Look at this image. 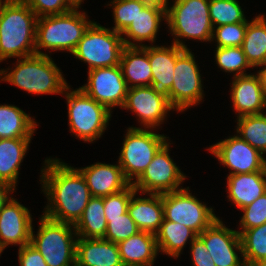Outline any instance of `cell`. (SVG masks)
<instances>
[{
  "label": "cell",
  "mask_w": 266,
  "mask_h": 266,
  "mask_svg": "<svg viewBox=\"0 0 266 266\" xmlns=\"http://www.w3.org/2000/svg\"><path fill=\"white\" fill-rule=\"evenodd\" d=\"M43 165L39 179L47 204L42 215L75 225L92 198L84 176L59 158L46 157Z\"/></svg>",
  "instance_id": "6da1fadb"
},
{
  "label": "cell",
  "mask_w": 266,
  "mask_h": 266,
  "mask_svg": "<svg viewBox=\"0 0 266 266\" xmlns=\"http://www.w3.org/2000/svg\"><path fill=\"white\" fill-rule=\"evenodd\" d=\"M38 17L23 0H4L0 5V63L36 54Z\"/></svg>",
  "instance_id": "7a4b0ae2"
},
{
  "label": "cell",
  "mask_w": 266,
  "mask_h": 266,
  "mask_svg": "<svg viewBox=\"0 0 266 266\" xmlns=\"http://www.w3.org/2000/svg\"><path fill=\"white\" fill-rule=\"evenodd\" d=\"M13 65V68L0 69V82L16 86L28 94L63 96L70 86L51 55L34 54L18 58Z\"/></svg>",
  "instance_id": "3957f363"
},
{
  "label": "cell",
  "mask_w": 266,
  "mask_h": 266,
  "mask_svg": "<svg viewBox=\"0 0 266 266\" xmlns=\"http://www.w3.org/2000/svg\"><path fill=\"white\" fill-rule=\"evenodd\" d=\"M76 6L67 13L40 17L37 20L35 51L39 55H49L62 51L72 53L85 31L93 22L86 11ZM47 50L42 52L41 50ZM50 50V51H49Z\"/></svg>",
  "instance_id": "277c9868"
},
{
  "label": "cell",
  "mask_w": 266,
  "mask_h": 266,
  "mask_svg": "<svg viewBox=\"0 0 266 266\" xmlns=\"http://www.w3.org/2000/svg\"><path fill=\"white\" fill-rule=\"evenodd\" d=\"M166 25L173 37L172 43L180 48L188 49L187 39L211 43L209 0H173L166 10Z\"/></svg>",
  "instance_id": "5b68a950"
},
{
  "label": "cell",
  "mask_w": 266,
  "mask_h": 266,
  "mask_svg": "<svg viewBox=\"0 0 266 266\" xmlns=\"http://www.w3.org/2000/svg\"><path fill=\"white\" fill-rule=\"evenodd\" d=\"M63 95L68 110V125L72 135L87 143L96 142L109 126L113 114L106 106L70 86Z\"/></svg>",
  "instance_id": "8992f818"
},
{
  "label": "cell",
  "mask_w": 266,
  "mask_h": 266,
  "mask_svg": "<svg viewBox=\"0 0 266 266\" xmlns=\"http://www.w3.org/2000/svg\"><path fill=\"white\" fill-rule=\"evenodd\" d=\"M38 231H31L30 244L42 255L48 266H76L77 234L73 224L39 217Z\"/></svg>",
  "instance_id": "52a82bcc"
},
{
  "label": "cell",
  "mask_w": 266,
  "mask_h": 266,
  "mask_svg": "<svg viewBox=\"0 0 266 266\" xmlns=\"http://www.w3.org/2000/svg\"><path fill=\"white\" fill-rule=\"evenodd\" d=\"M124 48L121 33L93 21L71 54L86 63L89 71L119 65Z\"/></svg>",
  "instance_id": "ba28073f"
},
{
  "label": "cell",
  "mask_w": 266,
  "mask_h": 266,
  "mask_svg": "<svg viewBox=\"0 0 266 266\" xmlns=\"http://www.w3.org/2000/svg\"><path fill=\"white\" fill-rule=\"evenodd\" d=\"M118 163L125 178L132 184L152 162L158 150L169 136L157 133L156 129L126 128Z\"/></svg>",
  "instance_id": "9c48e42d"
},
{
  "label": "cell",
  "mask_w": 266,
  "mask_h": 266,
  "mask_svg": "<svg viewBox=\"0 0 266 266\" xmlns=\"http://www.w3.org/2000/svg\"><path fill=\"white\" fill-rule=\"evenodd\" d=\"M164 220L187 226L198 235L219 217L213 207H208L192 194L189 186L162 194Z\"/></svg>",
  "instance_id": "30bf717a"
},
{
  "label": "cell",
  "mask_w": 266,
  "mask_h": 266,
  "mask_svg": "<svg viewBox=\"0 0 266 266\" xmlns=\"http://www.w3.org/2000/svg\"><path fill=\"white\" fill-rule=\"evenodd\" d=\"M190 48L184 49L177 57L174 80L166 94L171 106L182 113L204 101V86L201 70Z\"/></svg>",
  "instance_id": "8fae6325"
},
{
  "label": "cell",
  "mask_w": 266,
  "mask_h": 266,
  "mask_svg": "<svg viewBox=\"0 0 266 266\" xmlns=\"http://www.w3.org/2000/svg\"><path fill=\"white\" fill-rule=\"evenodd\" d=\"M171 144V140H168L143 173L132 183L138 193L163 194L184 188L181 185L187 179V174L181 171L170 156Z\"/></svg>",
  "instance_id": "7c38bea8"
},
{
  "label": "cell",
  "mask_w": 266,
  "mask_h": 266,
  "mask_svg": "<svg viewBox=\"0 0 266 266\" xmlns=\"http://www.w3.org/2000/svg\"><path fill=\"white\" fill-rule=\"evenodd\" d=\"M122 109L134 113L140 127L131 128L160 129L167 121L170 111H176L170 104L168 96L153 86L128 88ZM158 127V128H157Z\"/></svg>",
  "instance_id": "4fadbf2b"
},
{
  "label": "cell",
  "mask_w": 266,
  "mask_h": 266,
  "mask_svg": "<svg viewBox=\"0 0 266 266\" xmlns=\"http://www.w3.org/2000/svg\"><path fill=\"white\" fill-rule=\"evenodd\" d=\"M206 150L230 170L229 175L266 171V156L237 134L209 145Z\"/></svg>",
  "instance_id": "5bb4252c"
},
{
  "label": "cell",
  "mask_w": 266,
  "mask_h": 266,
  "mask_svg": "<svg viewBox=\"0 0 266 266\" xmlns=\"http://www.w3.org/2000/svg\"><path fill=\"white\" fill-rule=\"evenodd\" d=\"M87 74V83L79 86L86 95L106 106L111 112L115 107H123L128 87L120 65L95 68Z\"/></svg>",
  "instance_id": "9a60e30c"
},
{
  "label": "cell",
  "mask_w": 266,
  "mask_h": 266,
  "mask_svg": "<svg viewBox=\"0 0 266 266\" xmlns=\"http://www.w3.org/2000/svg\"><path fill=\"white\" fill-rule=\"evenodd\" d=\"M198 237L216 266H244L240 234L226 227L222 218L216 219Z\"/></svg>",
  "instance_id": "2e32d148"
},
{
  "label": "cell",
  "mask_w": 266,
  "mask_h": 266,
  "mask_svg": "<svg viewBox=\"0 0 266 266\" xmlns=\"http://www.w3.org/2000/svg\"><path fill=\"white\" fill-rule=\"evenodd\" d=\"M30 209L13 196L0 211V244L6 249L9 245L23 247L31 242L34 225Z\"/></svg>",
  "instance_id": "e0dca14e"
},
{
  "label": "cell",
  "mask_w": 266,
  "mask_h": 266,
  "mask_svg": "<svg viewBox=\"0 0 266 266\" xmlns=\"http://www.w3.org/2000/svg\"><path fill=\"white\" fill-rule=\"evenodd\" d=\"M231 79L230 98L237 118L266 113V96L256 73Z\"/></svg>",
  "instance_id": "ac0fdd59"
},
{
  "label": "cell",
  "mask_w": 266,
  "mask_h": 266,
  "mask_svg": "<svg viewBox=\"0 0 266 266\" xmlns=\"http://www.w3.org/2000/svg\"><path fill=\"white\" fill-rule=\"evenodd\" d=\"M77 169L84 176L92 197L115 194L131 184L125 178L118 161L117 164L95 162Z\"/></svg>",
  "instance_id": "d6986e66"
},
{
  "label": "cell",
  "mask_w": 266,
  "mask_h": 266,
  "mask_svg": "<svg viewBox=\"0 0 266 266\" xmlns=\"http://www.w3.org/2000/svg\"><path fill=\"white\" fill-rule=\"evenodd\" d=\"M162 21L166 24V10L158 7L145 6L121 34L125 46L142 47L147 45L144 42H148V45H154Z\"/></svg>",
  "instance_id": "ffe728a7"
},
{
  "label": "cell",
  "mask_w": 266,
  "mask_h": 266,
  "mask_svg": "<svg viewBox=\"0 0 266 266\" xmlns=\"http://www.w3.org/2000/svg\"><path fill=\"white\" fill-rule=\"evenodd\" d=\"M76 266H124L118 244L104 238L76 240Z\"/></svg>",
  "instance_id": "44dd1931"
},
{
  "label": "cell",
  "mask_w": 266,
  "mask_h": 266,
  "mask_svg": "<svg viewBox=\"0 0 266 266\" xmlns=\"http://www.w3.org/2000/svg\"><path fill=\"white\" fill-rule=\"evenodd\" d=\"M228 201L242 209L266 192V171L232 174L226 178Z\"/></svg>",
  "instance_id": "7402d4cb"
},
{
  "label": "cell",
  "mask_w": 266,
  "mask_h": 266,
  "mask_svg": "<svg viewBox=\"0 0 266 266\" xmlns=\"http://www.w3.org/2000/svg\"><path fill=\"white\" fill-rule=\"evenodd\" d=\"M184 50L171 43L170 45H148V57L152 70L151 86L167 94L174 80V67L178 55Z\"/></svg>",
  "instance_id": "603a6c76"
},
{
  "label": "cell",
  "mask_w": 266,
  "mask_h": 266,
  "mask_svg": "<svg viewBox=\"0 0 266 266\" xmlns=\"http://www.w3.org/2000/svg\"><path fill=\"white\" fill-rule=\"evenodd\" d=\"M137 195L136 191L131 196L127 212L140 231L156 234L164 221L162 194L141 193L139 197Z\"/></svg>",
  "instance_id": "cb8c5ba5"
},
{
  "label": "cell",
  "mask_w": 266,
  "mask_h": 266,
  "mask_svg": "<svg viewBox=\"0 0 266 266\" xmlns=\"http://www.w3.org/2000/svg\"><path fill=\"white\" fill-rule=\"evenodd\" d=\"M118 248L124 266H153L159 256L156 235L146 231L119 242Z\"/></svg>",
  "instance_id": "d4e9b609"
},
{
  "label": "cell",
  "mask_w": 266,
  "mask_h": 266,
  "mask_svg": "<svg viewBox=\"0 0 266 266\" xmlns=\"http://www.w3.org/2000/svg\"><path fill=\"white\" fill-rule=\"evenodd\" d=\"M119 65L128 88L151 86L152 70L148 57V45L125 46Z\"/></svg>",
  "instance_id": "484cf974"
},
{
  "label": "cell",
  "mask_w": 266,
  "mask_h": 266,
  "mask_svg": "<svg viewBox=\"0 0 266 266\" xmlns=\"http://www.w3.org/2000/svg\"><path fill=\"white\" fill-rule=\"evenodd\" d=\"M32 138L0 139V181L15 189L23 162Z\"/></svg>",
  "instance_id": "4316f807"
},
{
  "label": "cell",
  "mask_w": 266,
  "mask_h": 266,
  "mask_svg": "<svg viewBox=\"0 0 266 266\" xmlns=\"http://www.w3.org/2000/svg\"><path fill=\"white\" fill-rule=\"evenodd\" d=\"M14 104H0V139L33 138L39 124Z\"/></svg>",
  "instance_id": "83f0119b"
},
{
  "label": "cell",
  "mask_w": 266,
  "mask_h": 266,
  "mask_svg": "<svg viewBox=\"0 0 266 266\" xmlns=\"http://www.w3.org/2000/svg\"><path fill=\"white\" fill-rule=\"evenodd\" d=\"M156 235L158 252L177 259L183 252L187 243L189 245L198 236L191 228L164 220Z\"/></svg>",
  "instance_id": "f1b7e54d"
},
{
  "label": "cell",
  "mask_w": 266,
  "mask_h": 266,
  "mask_svg": "<svg viewBox=\"0 0 266 266\" xmlns=\"http://www.w3.org/2000/svg\"><path fill=\"white\" fill-rule=\"evenodd\" d=\"M266 15L248 21L242 49L250 66L258 69L266 63Z\"/></svg>",
  "instance_id": "f546056e"
},
{
  "label": "cell",
  "mask_w": 266,
  "mask_h": 266,
  "mask_svg": "<svg viewBox=\"0 0 266 266\" xmlns=\"http://www.w3.org/2000/svg\"><path fill=\"white\" fill-rule=\"evenodd\" d=\"M74 227L77 237L104 238L107 230L104 197H92Z\"/></svg>",
  "instance_id": "4dcf8cb0"
},
{
  "label": "cell",
  "mask_w": 266,
  "mask_h": 266,
  "mask_svg": "<svg viewBox=\"0 0 266 266\" xmlns=\"http://www.w3.org/2000/svg\"><path fill=\"white\" fill-rule=\"evenodd\" d=\"M236 134L265 156L266 113L236 118Z\"/></svg>",
  "instance_id": "1f68e13d"
},
{
  "label": "cell",
  "mask_w": 266,
  "mask_h": 266,
  "mask_svg": "<svg viewBox=\"0 0 266 266\" xmlns=\"http://www.w3.org/2000/svg\"><path fill=\"white\" fill-rule=\"evenodd\" d=\"M214 51L216 66L223 72L233 74L232 77L250 74L246 71L253 69L248 63L242 47H215Z\"/></svg>",
  "instance_id": "d6a6232c"
},
{
  "label": "cell",
  "mask_w": 266,
  "mask_h": 266,
  "mask_svg": "<svg viewBox=\"0 0 266 266\" xmlns=\"http://www.w3.org/2000/svg\"><path fill=\"white\" fill-rule=\"evenodd\" d=\"M238 0H209V15L213 27L248 22Z\"/></svg>",
  "instance_id": "836d02e7"
},
{
  "label": "cell",
  "mask_w": 266,
  "mask_h": 266,
  "mask_svg": "<svg viewBox=\"0 0 266 266\" xmlns=\"http://www.w3.org/2000/svg\"><path fill=\"white\" fill-rule=\"evenodd\" d=\"M240 237L244 262L266 260V223L245 230Z\"/></svg>",
  "instance_id": "e575fe53"
},
{
  "label": "cell",
  "mask_w": 266,
  "mask_h": 266,
  "mask_svg": "<svg viewBox=\"0 0 266 266\" xmlns=\"http://www.w3.org/2000/svg\"><path fill=\"white\" fill-rule=\"evenodd\" d=\"M107 4L112 8V18L114 20V26L112 30L118 33H123L128 26L134 21L138 12L141 11L145 5L139 0H110Z\"/></svg>",
  "instance_id": "d590c367"
},
{
  "label": "cell",
  "mask_w": 266,
  "mask_h": 266,
  "mask_svg": "<svg viewBox=\"0 0 266 266\" xmlns=\"http://www.w3.org/2000/svg\"><path fill=\"white\" fill-rule=\"evenodd\" d=\"M248 22L236 24H226L213 27V35L211 42L215 41L216 47H241Z\"/></svg>",
  "instance_id": "8d00e7d4"
},
{
  "label": "cell",
  "mask_w": 266,
  "mask_h": 266,
  "mask_svg": "<svg viewBox=\"0 0 266 266\" xmlns=\"http://www.w3.org/2000/svg\"><path fill=\"white\" fill-rule=\"evenodd\" d=\"M106 221L107 230L104 239L116 244L140 231L128 212L121 217L106 218Z\"/></svg>",
  "instance_id": "74e56055"
},
{
  "label": "cell",
  "mask_w": 266,
  "mask_h": 266,
  "mask_svg": "<svg viewBox=\"0 0 266 266\" xmlns=\"http://www.w3.org/2000/svg\"><path fill=\"white\" fill-rule=\"evenodd\" d=\"M240 210L243 212L238 223L237 232L240 235L247 229L255 228L266 223V192L253 203Z\"/></svg>",
  "instance_id": "f35d334b"
},
{
  "label": "cell",
  "mask_w": 266,
  "mask_h": 266,
  "mask_svg": "<svg viewBox=\"0 0 266 266\" xmlns=\"http://www.w3.org/2000/svg\"><path fill=\"white\" fill-rule=\"evenodd\" d=\"M38 18L69 12L77 5L72 0H23Z\"/></svg>",
  "instance_id": "ab89813d"
},
{
  "label": "cell",
  "mask_w": 266,
  "mask_h": 266,
  "mask_svg": "<svg viewBox=\"0 0 266 266\" xmlns=\"http://www.w3.org/2000/svg\"><path fill=\"white\" fill-rule=\"evenodd\" d=\"M136 192L132 184L126 189L104 197V211L106 218L121 217L127 212L131 196Z\"/></svg>",
  "instance_id": "60d3db41"
},
{
  "label": "cell",
  "mask_w": 266,
  "mask_h": 266,
  "mask_svg": "<svg viewBox=\"0 0 266 266\" xmlns=\"http://www.w3.org/2000/svg\"><path fill=\"white\" fill-rule=\"evenodd\" d=\"M189 249L192 266H216L204 242L198 236L190 244Z\"/></svg>",
  "instance_id": "b9f144b4"
},
{
  "label": "cell",
  "mask_w": 266,
  "mask_h": 266,
  "mask_svg": "<svg viewBox=\"0 0 266 266\" xmlns=\"http://www.w3.org/2000/svg\"><path fill=\"white\" fill-rule=\"evenodd\" d=\"M17 260L20 266H48L42 255L31 244L18 249Z\"/></svg>",
  "instance_id": "7bdbcfd3"
},
{
  "label": "cell",
  "mask_w": 266,
  "mask_h": 266,
  "mask_svg": "<svg viewBox=\"0 0 266 266\" xmlns=\"http://www.w3.org/2000/svg\"><path fill=\"white\" fill-rule=\"evenodd\" d=\"M16 189L6 182L0 181V211L13 196Z\"/></svg>",
  "instance_id": "ee69618b"
},
{
  "label": "cell",
  "mask_w": 266,
  "mask_h": 266,
  "mask_svg": "<svg viewBox=\"0 0 266 266\" xmlns=\"http://www.w3.org/2000/svg\"><path fill=\"white\" fill-rule=\"evenodd\" d=\"M145 6L158 7L167 10L169 6V0H139Z\"/></svg>",
  "instance_id": "f6af8a7d"
},
{
  "label": "cell",
  "mask_w": 266,
  "mask_h": 266,
  "mask_svg": "<svg viewBox=\"0 0 266 266\" xmlns=\"http://www.w3.org/2000/svg\"><path fill=\"white\" fill-rule=\"evenodd\" d=\"M256 74L258 75L260 79L262 89L266 96V63L259 66V70L256 71Z\"/></svg>",
  "instance_id": "bcb514c9"
},
{
  "label": "cell",
  "mask_w": 266,
  "mask_h": 266,
  "mask_svg": "<svg viewBox=\"0 0 266 266\" xmlns=\"http://www.w3.org/2000/svg\"><path fill=\"white\" fill-rule=\"evenodd\" d=\"M244 266H266V260H260L255 262H245Z\"/></svg>",
  "instance_id": "7dc6e473"
},
{
  "label": "cell",
  "mask_w": 266,
  "mask_h": 266,
  "mask_svg": "<svg viewBox=\"0 0 266 266\" xmlns=\"http://www.w3.org/2000/svg\"><path fill=\"white\" fill-rule=\"evenodd\" d=\"M77 6H81L84 3V0H72ZM83 2V3H82Z\"/></svg>",
  "instance_id": "c3c4849f"
},
{
  "label": "cell",
  "mask_w": 266,
  "mask_h": 266,
  "mask_svg": "<svg viewBox=\"0 0 266 266\" xmlns=\"http://www.w3.org/2000/svg\"><path fill=\"white\" fill-rule=\"evenodd\" d=\"M5 249L1 246V244H0V257H1V254H2V252L4 251Z\"/></svg>",
  "instance_id": "681fc988"
}]
</instances>
